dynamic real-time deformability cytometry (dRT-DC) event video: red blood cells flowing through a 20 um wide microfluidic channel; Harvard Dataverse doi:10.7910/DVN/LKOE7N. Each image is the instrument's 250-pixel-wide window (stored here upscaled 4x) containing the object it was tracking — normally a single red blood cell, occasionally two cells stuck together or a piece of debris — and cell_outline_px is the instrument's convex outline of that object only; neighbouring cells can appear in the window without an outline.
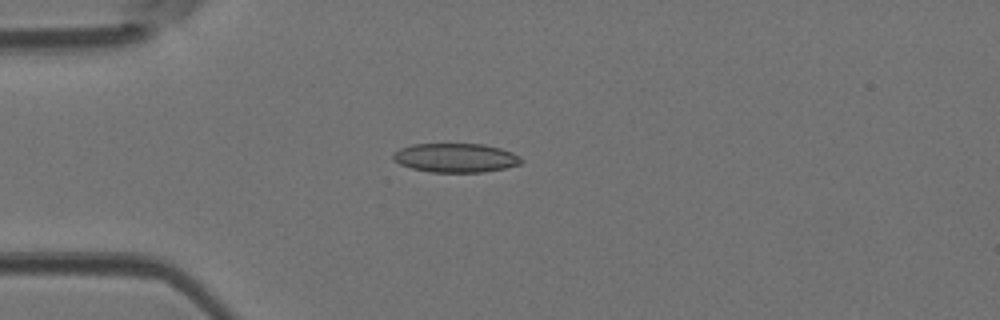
{"species": "Egyptian fruit bat (a non-hibernating species)", "species_latin": "Rousettus aegyptiacus", "temperature_condition": "room temperature", "stored_images_in_passage": 46, "camera_frame_rate_fps": 3000, "um_per_image_px": 0.085, "animal": {"sex": "female"}, "frame": {"image": 1, "passage_image": 12, "time_ms": 3.667, "image_size_px": [1000, 320], "cell_outline_px": [[524, 160], [520, 164], [504, 168], [484, 172], [432, 172], [412, 168], [400, 164], [392, 160], [392, 152], [400, 148], [412, 144], [484, 144], [500, 148], [512, 152], [520, 156]], "centroid_in_image_um": [38.71, 13.41], "position_along_channel_um": 46.3, "area_um2": 21.79}}
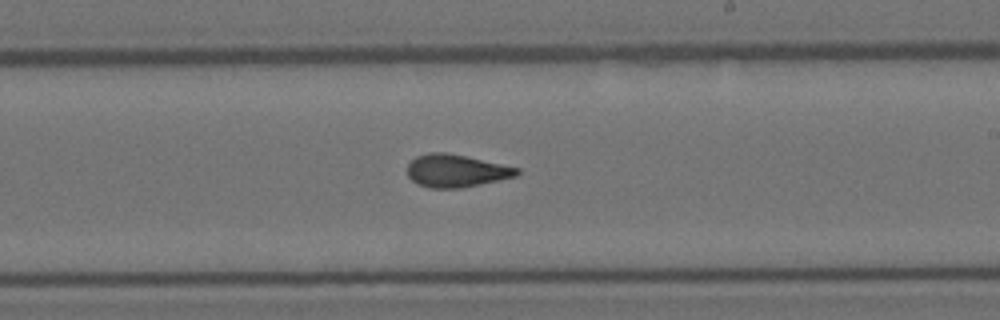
{"frame": {"image": 2, "passage_image": 27, "time_ms": 8.667, "image_size_px": [1000, 320], "cell_outline_px": [[520, 172], [516, 176], [480, 184], [460, 188], [428, 188], [416, 184], [408, 176], [408, 164], [416, 156], [428, 152], [444, 152], [464, 156], [520, 168]], "centroid_in_image_um": [38.74, 14.52], "position_along_channel_um": 250.3, "area_um2": 20.75}}
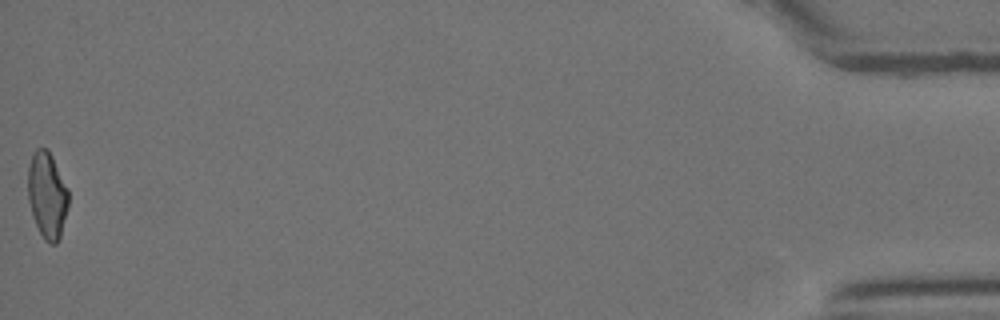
{"frame": {"image": 3, "passage_image": 46, "time_ms": 15.0, "image_size_px": [1000, 320], "cell_outline_px": [[68, 208], [60, 236], [56, 244], [52, 244], [44, 240], [32, 216], [28, 200], [28, 168], [32, 152], [36, 148], [48, 148], [68, 188]], "centroid_in_image_um": [4.0, 16.56], "position_along_channel_um": 431.2, "area_um2": 20.52}}